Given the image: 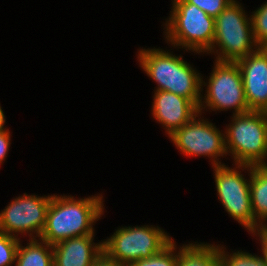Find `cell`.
I'll return each instance as SVG.
<instances>
[{
    "label": "cell",
    "mask_w": 267,
    "mask_h": 266,
    "mask_svg": "<svg viewBox=\"0 0 267 266\" xmlns=\"http://www.w3.org/2000/svg\"><path fill=\"white\" fill-rule=\"evenodd\" d=\"M262 228L267 232V224H264Z\"/></svg>",
    "instance_id": "26"
},
{
    "label": "cell",
    "mask_w": 267,
    "mask_h": 266,
    "mask_svg": "<svg viewBox=\"0 0 267 266\" xmlns=\"http://www.w3.org/2000/svg\"><path fill=\"white\" fill-rule=\"evenodd\" d=\"M203 86H207V89L198 106L201 114L205 108L213 111L234 109L232 115L250 111L245 99L241 70L236 62L215 60L208 82L202 80Z\"/></svg>",
    "instance_id": "7"
},
{
    "label": "cell",
    "mask_w": 267,
    "mask_h": 266,
    "mask_svg": "<svg viewBox=\"0 0 267 266\" xmlns=\"http://www.w3.org/2000/svg\"><path fill=\"white\" fill-rule=\"evenodd\" d=\"M166 51L140 49L137 52L140 67L157 83L155 91L163 90L183 96L198 107L202 97L203 77L181 55L175 56Z\"/></svg>",
    "instance_id": "2"
},
{
    "label": "cell",
    "mask_w": 267,
    "mask_h": 266,
    "mask_svg": "<svg viewBox=\"0 0 267 266\" xmlns=\"http://www.w3.org/2000/svg\"><path fill=\"white\" fill-rule=\"evenodd\" d=\"M177 266H222L219 244H183L178 249Z\"/></svg>",
    "instance_id": "15"
},
{
    "label": "cell",
    "mask_w": 267,
    "mask_h": 266,
    "mask_svg": "<svg viewBox=\"0 0 267 266\" xmlns=\"http://www.w3.org/2000/svg\"><path fill=\"white\" fill-rule=\"evenodd\" d=\"M154 92L152 115L162 124L168 136L190 122L199 112L188 98L163 90Z\"/></svg>",
    "instance_id": "12"
},
{
    "label": "cell",
    "mask_w": 267,
    "mask_h": 266,
    "mask_svg": "<svg viewBox=\"0 0 267 266\" xmlns=\"http://www.w3.org/2000/svg\"><path fill=\"white\" fill-rule=\"evenodd\" d=\"M5 121L6 119H5L4 112L2 110V107L0 106V133L9 130V129H5L4 127Z\"/></svg>",
    "instance_id": "25"
},
{
    "label": "cell",
    "mask_w": 267,
    "mask_h": 266,
    "mask_svg": "<svg viewBox=\"0 0 267 266\" xmlns=\"http://www.w3.org/2000/svg\"><path fill=\"white\" fill-rule=\"evenodd\" d=\"M225 252L224 246L219 245L222 266H267L263 255L257 256L241 250L229 253L230 255Z\"/></svg>",
    "instance_id": "17"
},
{
    "label": "cell",
    "mask_w": 267,
    "mask_h": 266,
    "mask_svg": "<svg viewBox=\"0 0 267 266\" xmlns=\"http://www.w3.org/2000/svg\"><path fill=\"white\" fill-rule=\"evenodd\" d=\"M252 235H258L257 237H259L260 244L262 245L261 252L267 264V232L262 227H259L256 231L252 232Z\"/></svg>",
    "instance_id": "24"
},
{
    "label": "cell",
    "mask_w": 267,
    "mask_h": 266,
    "mask_svg": "<svg viewBox=\"0 0 267 266\" xmlns=\"http://www.w3.org/2000/svg\"><path fill=\"white\" fill-rule=\"evenodd\" d=\"M224 132L226 153L234 164H267V112L248 111L232 115Z\"/></svg>",
    "instance_id": "4"
},
{
    "label": "cell",
    "mask_w": 267,
    "mask_h": 266,
    "mask_svg": "<svg viewBox=\"0 0 267 266\" xmlns=\"http://www.w3.org/2000/svg\"><path fill=\"white\" fill-rule=\"evenodd\" d=\"M243 8L234 0L215 18L213 45L206 54L217 53L218 61L236 62L259 48L253 37L251 17Z\"/></svg>",
    "instance_id": "5"
},
{
    "label": "cell",
    "mask_w": 267,
    "mask_h": 266,
    "mask_svg": "<svg viewBox=\"0 0 267 266\" xmlns=\"http://www.w3.org/2000/svg\"><path fill=\"white\" fill-rule=\"evenodd\" d=\"M173 239L158 226L145 225L120 227L108 239H104L103 251L124 266H130L138 259L148 258Z\"/></svg>",
    "instance_id": "6"
},
{
    "label": "cell",
    "mask_w": 267,
    "mask_h": 266,
    "mask_svg": "<svg viewBox=\"0 0 267 266\" xmlns=\"http://www.w3.org/2000/svg\"><path fill=\"white\" fill-rule=\"evenodd\" d=\"M20 238L0 232V266H12L15 263Z\"/></svg>",
    "instance_id": "20"
},
{
    "label": "cell",
    "mask_w": 267,
    "mask_h": 266,
    "mask_svg": "<svg viewBox=\"0 0 267 266\" xmlns=\"http://www.w3.org/2000/svg\"><path fill=\"white\" fill-rule=\"evenodd\" d=\"M10 137L11 135L9 130L0 133V165L7 157L11 144Z\"/></svg>",
    "instance_id": "22"
},
{
    "label": "cell",
    "mask_w": 267,
    "mask_h": 266,
    "mask_svg": "<svg viewBox=\"0 0 267 266\" xmlns=\"http://www.w3.org/2000/svg\"><path fill=\"white\" fill-rule=\"evenodd\" d=\"M15 266H53V245L38 239H29L27 246L19 242Z\"/></svg>",
    "instance_id": "16"
},
{
    "label": "cell",
    "mask_w": 267,
    "mask_h": 266,
    "mask_svg": "<svg viewBox=\"0 0 267 266\" xmlns=\"http://www.w3.org/2000/svg\"><path fill=\"white\" fill-rule=\"evenodd\" d=\"M213 168L218 199L225 211L248 232L256 231L260 226L254 220L251 207L250 178L245 179L241 171H238H248L249 165L235 164L234 168H230L223 164Z\"/></svg>",
    "instance_id": "8"
},
{
    "label": "cell",
    "mask_w": 267,
    "mask_h": 266,
    "mask_svg": "<svg viewBox=\"0 0 267 266\" xmlns=\"http://www.w3.org/2000/svg\"><path fill=\"white\" fill-rule=\"evenodd\" d=\"M248 171L254 220L262 227L267 221V166L249 165Z\"/></svg>",
    "instance_id": "14"
},
{
    "label": "cell",
    "mask_w": 267,
    "mask_h": 266,
    "mask_svg": "<svg viewBox=\"0 0 267 266\" xmlns=\"http://www.w3.org/2000/svg\"><path fill=\"white\" fill-rule=\"evenodd\" d=\"M253 37L259 47L267 48V2L252 12Z\"/></svg>",
    "instance_id": "19"
},
{
    "label": "cell",
    "mask_w": 267,
    "mask_h": 266,
    "mask_svg": "<svg viewBox=\"0 0 267 266\" xmlns=\"http://www.w3.org/2000/svg\"><path fill=\"white\" fill-rule=\"evenodd\" d=\"M177 248L175 241L172 240L158 253L145 259H138L130 266H177Z\"/></svg>",
    "instance_id": "18"
},
{
    "label": "cell",
    "mask_w": 267,
    "mask_h": 266,
    "mask_svg": "<svg viewBox=\"0 0 267 266\" xmlns=\"http://www.w3.org/2000/svg\"><path fill=\"white\" fill-rule=\"evenodd\" d=\"M236 63L241 70L249 110L267 112V48L259 47Z\"/></svg>",
    "instance_id": "11"
},
{
    "label": "cell",
    "mask_w": 267,
    "mask_h": 266,
    "mask_svg": "<svg viewBox=\"0 0 267 266\" xmlns=\"http://www.w3.org/2000/svg\"><path fill=\"white\" fill-rule=\"evenodd\" d=\"M92 266H124L118 261L110 258L104 251L95 259Z\"/></svg>",
    "instance_id": "23"
},
{
    "label": "cell",
    "mask_w": 267,
    "mask_h": 266,
    "mask_svg": "<svg viewBox=\"0 0 267 266\" xmlns=\"http://www.w3.org/2000/svg\"><path fill=\"white\" fill-rule=\"evenodd\" d=\"M103 213L100 194L83 199L53 194L40 239L54 245L68 238L93 234V225Z\"/></svg>",
    "instance_id": "1"
},
{
    "label": "cell",
    "mask_w": 267,
    "mask_h": 266,
    "mask_svg": "<svg viewBox=\"0 0 267 266\" xmlns=\"http://www.w3.org/2000/svg\"><path fill=\"white\" fill-rule=\"evenodd\" d=\"M51 198L52 195L41 197L27 193L14 198L0 212V232L16 238L20 233H25L29 239H39L45 227Z\"/></svg>",
    "instance_id": "9"
},
{
    "label": "cell",
    "mask_w": 267,
    "mask_h": 266,
    "mask_svg": "<svg viewBox=\"0 0 267 266\" xmlns=\"http://www.w3.org/2000/svg\"><path fill=\"white\" fill-rule=\"evenodd\" d=\"M199 116H201L200 112L169 138L186 156H207L211 158L212 167L223 165L219 161V157L227 155L224 133L213 123L204 120V117L201 119Z\"/></svg>",
    "instance_id": "10"
},
{
    "label": "cell",
    "mask_w": 267,
    "mask_h": 266,
    "mask_svg": "<svg viewBox=\"0 0 267 266\" xmlns=\"http://www.w3.org/2000/svg\"><path fill=\"white\" fill-rule=\"evenodd\" d=\"M172 3L169 20L164 25L167 42L194 53H207L213 45L215 18L183 0Z\"/></svg>",
    "instance_id": "3"
},
{
    "label": "cell",
    "mask_w": 267,
    "mask_h": 266,
    "mask_svg": "<svg viewBox=\"0 0 267 266\" xmlns=\"http://www.w3.org/2000/svg\"><path fill=\"white\" fill-rule=\"evenodd\" d=\"M203 10L209 16L216 18L234 0H183Z\"/></svg>",
    "instance_id": "21"
},
{
    "label": "cell",
    "mask_w": 267,
    "mask_h": 266,
    "mask_svg": "<svg viewBox=\"0 0 267 266\" xmlns=\"http://www.w3.org/2000/svg\"><path fill=\"white\" fill-rule=\"evenodd\" d=\"M94 233L77 236L53 245V266H92L103 252V242H93Z\"/></svg>",
    "instance_id": "13"
}]
</instances>
